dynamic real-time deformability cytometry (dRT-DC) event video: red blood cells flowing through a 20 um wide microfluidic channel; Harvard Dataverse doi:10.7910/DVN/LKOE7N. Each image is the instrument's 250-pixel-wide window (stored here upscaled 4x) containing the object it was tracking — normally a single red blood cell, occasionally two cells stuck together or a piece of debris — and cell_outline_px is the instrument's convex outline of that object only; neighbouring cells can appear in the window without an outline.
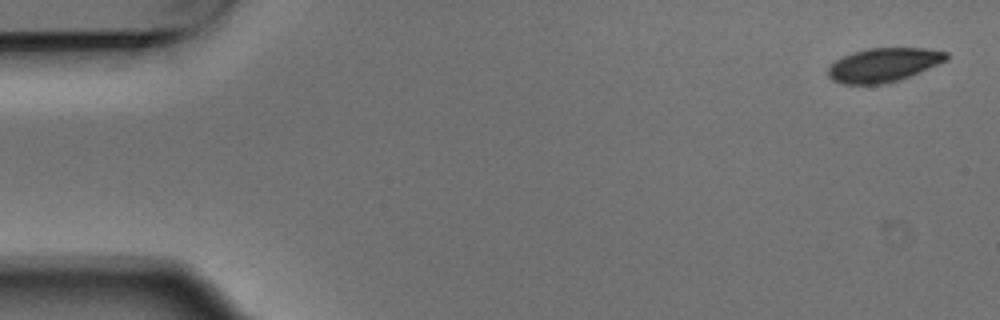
{"species": "Egyptian fruit bat (a non-hibernating species)", "species_latin": "Rousettus aegyptiacus", "temperature_condition": "warm", "stored_images_in_passage": 6, "camera_frame_rate_fps": 3000, "um_per_image_px": 0.085, "animal": {"sex": "male"}, "frame": {"image": 1, "passage_image": 1, "time_ms": 0.0, "image_size_px": [1000, 320], "cell_outline_px": [[948, 60], [900, 80], [884, 84], [844, 84], [832, 80], [828, 76], [828, 68], [836, 60], [852, 52], [868, 48], [924, 48], [948, 52]], "centroid_in_image_um": [75.11, 5.52], "position_along_channel_um": 9.9, "area_um2": 23.35}}
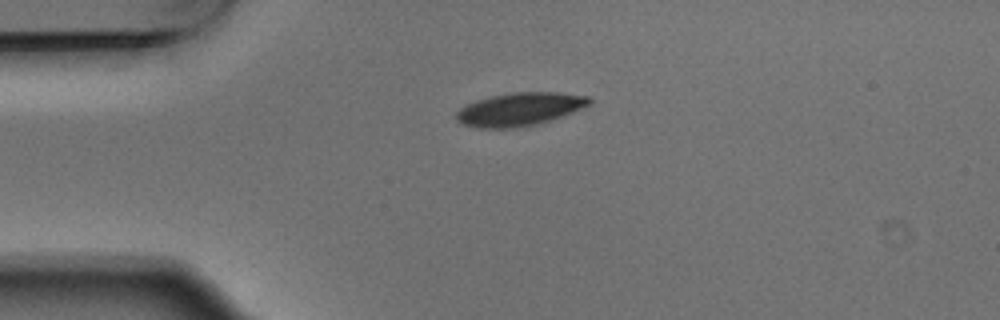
{"frame": {"image": 2, "passage_image": 4, "time_ms": 1.0, "image_size_px": [1000, 320], "cell_outline_px": [[592, 100], [588, 104], [580, 108], [560, 116], [536, 124], [512, 128], [480, 128], [464, 124], [456, 120], [456, 112], [460, 108], [476, 100], [492, 96], [516, 92], [556, 92], [588, 96]], "centroid_in_image_um": [44.12, 9.28], "position_along_channel_um": 40.9, "area_um2": 25.14}}
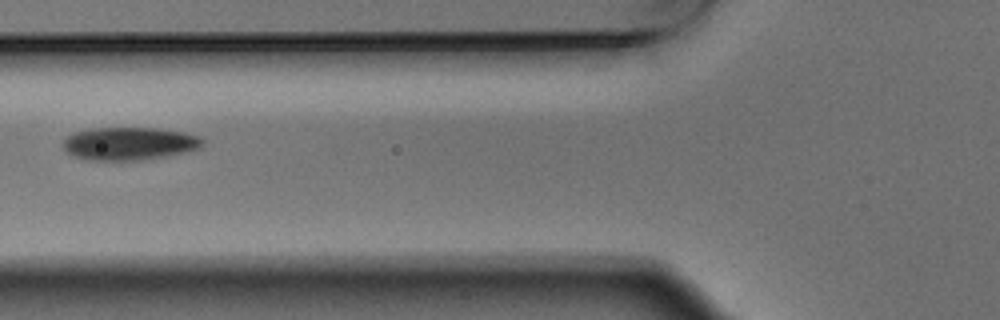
{"frame": {"image": 3, "passage_image": 6, "time_ms": 1.667, "image_size_px": [1000, 320], "cell_outline_px": [[204, 144], [200, 148], [168, 156], [140, 160], [84, 160], [72, 156], [64, 148], [64, 140], [72, 132], [92, 128], [156, 128], [184, 132], [200, 136], [204, 140]], "centroid_in_image_um": [11.0, 12.2], "position_along_channel_um": 114.8, "area_um2": 26.93}}